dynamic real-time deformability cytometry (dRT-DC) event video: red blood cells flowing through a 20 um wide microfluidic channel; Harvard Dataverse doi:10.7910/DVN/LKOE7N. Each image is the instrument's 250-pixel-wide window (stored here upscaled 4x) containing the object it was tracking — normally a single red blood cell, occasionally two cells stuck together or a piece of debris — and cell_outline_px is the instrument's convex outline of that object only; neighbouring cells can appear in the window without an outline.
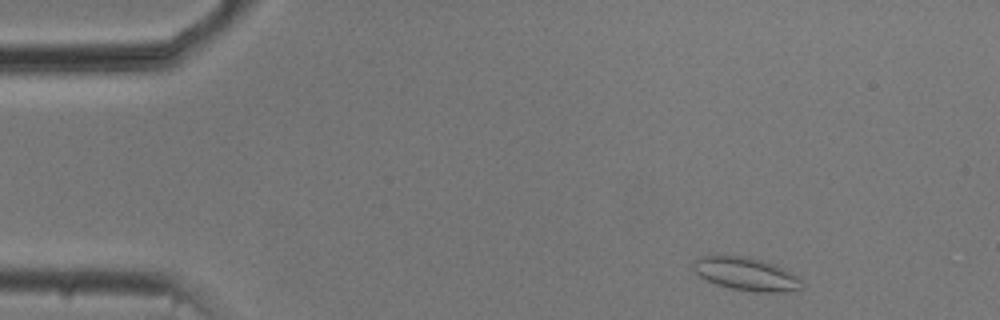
{"species": "common noctule bat (a hibernating species)", "species_latin": "Nyctalus noctula", "temperature_condition": "cold", "stored_images_in_passage": 50, "camera_frame_rate_fps": 3000, "um_per_image_px": 0.085, "animal": {"sex": "male", "body_mass_g": 20.5, "forearm_length_mm": 52.5}, "frame": {"image": 1, "passage_image": 3, "time_ms": 0.667, "image_size_px": [1000, 320], "cell_outline_px": [[800, 292], [756, 292], [732, 288], [716, 284], [700, 276], [692, 268], [692, 264], [700, 256], [744, 256], [760, 260], [784, 268], [796, 276], [800, 280]], "centroid_in_image_um": [63.44, 23.3], "position_along_channel_um": 21.6, "area_um2": 20.63}}
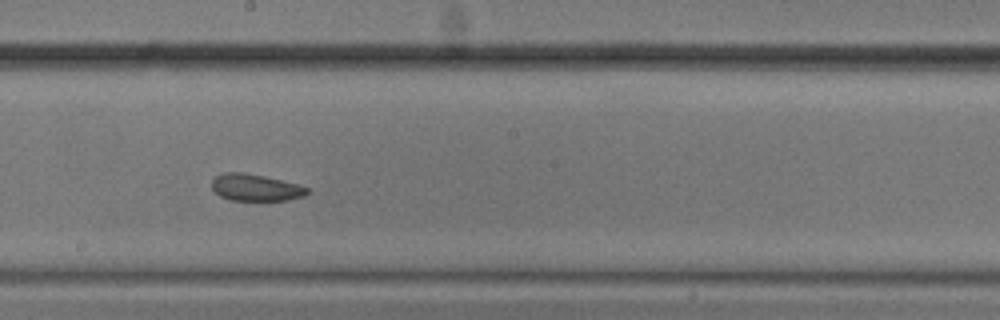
{"frame": {"image": 2, "passage_image": 26, "time_ms": 8.333, "image_size_px": [1000, 320], "cell_outline_px": [[312, 192], [304, 196], [284, 200], [232, 200], [220, 196], [212, 188], [212, 180], [216, 176], [224, 172], [244, 172], [264, 176], [296, 184], [308, 188]], "centroid_in_image_um": [21.72, 15.94], "position_along_channel_um": 226.5, "area_um2": 14.8}}
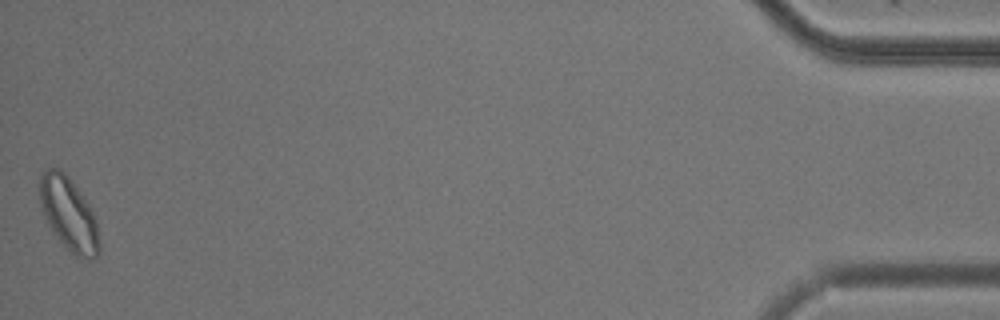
{"frame": {"image": 3, "passage_image": 50, "time_ms": 16.333, "image_size_px": [1000, 320], "cell_outline_px": [[100, 252], [92, 260], [88, 260], [76, 256], [52, 232], [40, 208], [40, 176], [44, 168], [60, 168], [68, 176], [80, 192], [88, 204], [96, 220], [100, 244]], "centroid_in_image_um": [5.84, 18.19], "position_along_channel_um": 429.4, "area_um2": 25.37}, "authors_computed_cell_mechanics": {"area_um2": 17.34, "velocity_mm_per_s": 3.7181, "shape_relaxation_time_tau1_ms": null, "shape_relaxation_time_tau2_ms": 2.2559, "deformation_change_tau1": null, "deformation_change_tau2": 0.0732}}